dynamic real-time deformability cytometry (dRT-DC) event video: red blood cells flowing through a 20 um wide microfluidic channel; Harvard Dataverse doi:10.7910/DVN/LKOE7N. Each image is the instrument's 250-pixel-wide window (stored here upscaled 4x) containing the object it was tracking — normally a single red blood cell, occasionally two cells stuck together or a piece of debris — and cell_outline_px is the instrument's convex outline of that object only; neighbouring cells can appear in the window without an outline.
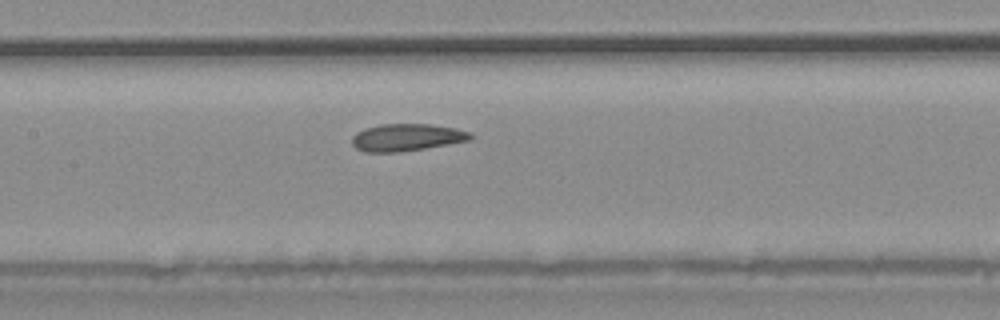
{"species": "common noctule bat (a hibernating species)", "species_latin": "Nyctalus noctula", "temperature_condition": "warm", "stored_images_in_passage": 28, "camera_frame_rate_fps": 3000, "um_per_image_px": 0.085, "animal": {"sex": "male", "body_mass_g": 20.4}, "frame": {"image": 1, "passage_image": 13, "time_ms": 4.0, "image_size_px": [1000, 320], "cell_outline_px": [[472, 136], [468, 140], [448, 144], [400, 152], [364, 152], [356, 148], [352, 144], [352, 136], [356, 132], [364, 128], [380, 124], [428, 124], [456, 128], [472, 132]], "centroid_in_image_um": [34.53, 11.67], "position_along_channel_um": 172.9, "area_um2": 18.79}}
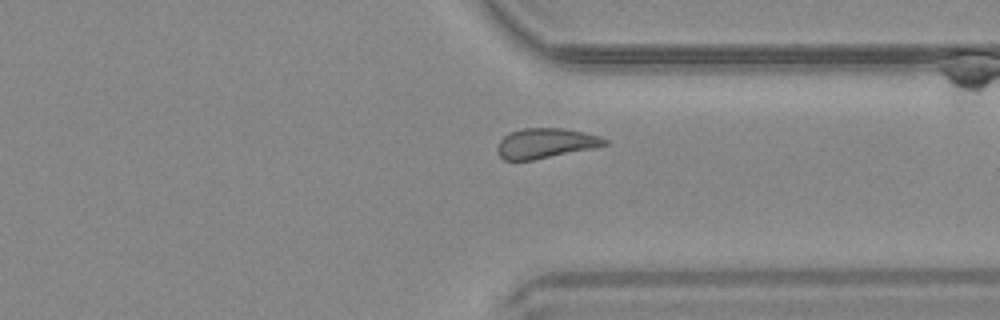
{"frame": {"image": 2, "passage_image": 24, "time_ms": 7.667, "image_size_px": [1000, 320], "cell_outline_px": [[608, 144], [592, 148], [532, 160], [504, 160], [500, 156], [496, 148], [500, 140], [504, 136], [512, 132], [524, 128], [564, 128], [584, 132], [600, 136], [608, 140]], "centroid_in_image_um": [46.37, 12.17], "position_along_channel_um": 365.0, "area_um2": 18.55}}